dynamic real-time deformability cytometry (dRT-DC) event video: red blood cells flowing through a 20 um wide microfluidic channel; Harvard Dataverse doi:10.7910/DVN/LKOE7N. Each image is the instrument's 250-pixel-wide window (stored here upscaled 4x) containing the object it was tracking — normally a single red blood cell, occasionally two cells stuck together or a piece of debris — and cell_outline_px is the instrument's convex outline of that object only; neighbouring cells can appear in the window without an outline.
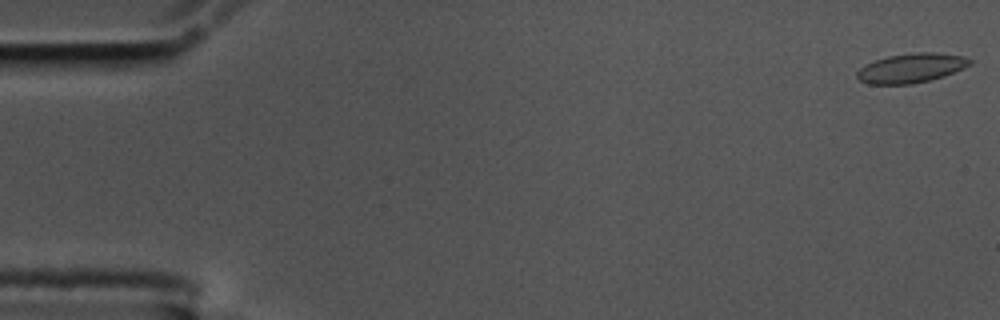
{"species": "common noctule bat (a hibernating species)", "species_latin": "Nyctalus noctula", "temperature_condition": "cold", "stored_images_in_passage": 59, "camera_frame_rate_fps": 3000, "um_per_image_px": 0.085, "animal": {"sex": "male", "body_mass_g": 17.5, "forearm_length_mm": 52.3}, "frame": {"image": 1, "passage_image": 1, "time_ms": 0.0, "image_size_px": [1000, 320], "cell_outline_px": [[972, 64], [964, 68], [944, 76], [912, 84], [868, 84], [860, 80], [856, 76], [856, 72], [860, 68], [876, 60], [888, 56], [916, 52], [932, 52], [964, 56], [972, 60]], "centroid_in_image_um": [77.47, 5.78], "position_along_channel_um": 7.5, "area_um2": 19.19}}
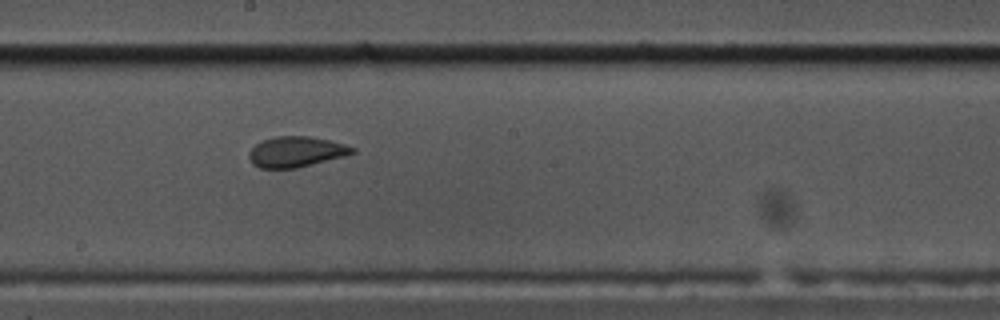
{"frame": {"image": 2, "passage_image": 32, "time_ms": 10.333, "image_size_px": [1000, 320], "cell_outline_px": [[356, 152], [344, 156], [296, 168], [260, 168], [252, 164], [248, 156], [248, 152], [256, 144], [264, 140], [276, 136], [308, 136], [328, 140], [344, 144], [356, 148]], "centroid_in_image_um": [25.15, 12.9], "position_along_channel_um": 223.0, "area_um2": 18.26}}
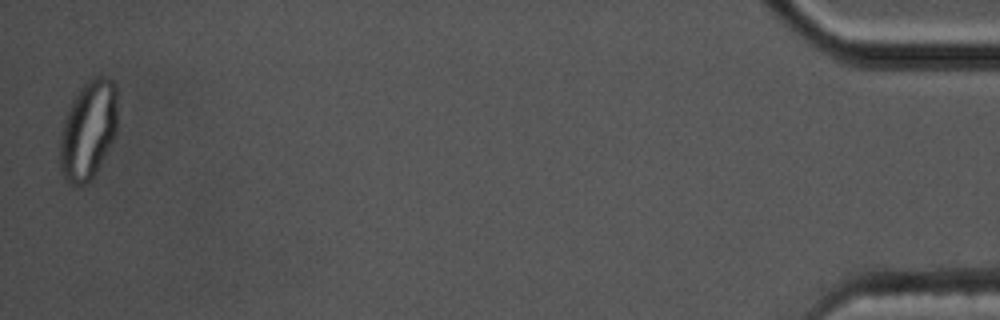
{"frame": {"image": 3, "passage_image": 58, "time_ms": 19.0, "image_size_px": [1000, 320], "cell_outline_px": [[116, 132], [96, 172], [84, 184], [68, 184], [60, 168], [60, 140], [64, 120], [72, 100], [84, 84], [92, 76], [104, 76], [112, 80], [116, 88]], "centroid_in_image_um": [7.49, 11.03], "position_along_channel_um": 427.7, "area_um2": 32.6}, "authors_computed_cell_mechanics": {"area_um2": 19.074, "velocity_mm_per_s": 3.424, "shape_relaxation_time_tau1_ms": null, "shape_relaxation_time_tau2_ms": 1.1027, "deformation_change_tau1": null, "deformation_change_tau2": 0.0511}}